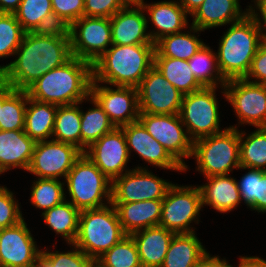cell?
Instances as JSON below:
<instances>
[{
  "mask_svg": "<svg viewBox=\"0 0 266 267\" xmlns=\"http://www.w3.org/2000/svg\"><path fill=\"white\" fill-rule=\"evenodd\" d=\"M65 181L71 196L69 202L79 211L111 204L112 181L84 153L75 161ZM103 198L107 203H103Z\"/></svg>",
  "mask_w": 266,
  "mask_h": 267,
  "instance_id": "8992f818",
  "label": "cell"
},
{
  "mask_svg": "<svg viewBox=\"0 0 266 267\" xmlns=\"http://www.w3.org/2000/svg\"><path fill=\"white\" fill-rule=\"evenodd\" d=\"M27 106L24 132L35 142L51 138L58 106L34 100L29 96Z\"/></svg>",
  "mask_w": 266,
  "mask_h": 267,
  "instance_id": "83f0119b",
  "label": "cell"
},
{
  "mask_svg": "<svg viewBox=\"0 0 266 267\" xmlns=\"http://www.w3.org/2000/svg\"><path fill=\"white\" fill-rule=\"evenodd\" d=\"M255 3V8L258 9L261 13V18H260V13H255V8L250 6L251 11L255 14V16L257 17V20L259 22L260 25V29L262 31V36H263V40L266 41V0H254ZM254 8V9H253ZM263 23V24H262ZM265 31V32H263Z\"/></svg>",
  "mask_w": 266,
  "mask_h": 267,
  "instance_id": "7dc6e473",
  "label": "cell"
},
{
  "mask_svg": "<svg viewBox=\"0 0 266 267\" xmlns=\"http://www.w3.org/2000/svg\"><path fill=\"white\" fill-rule=\"evenodd\" d=\"M251 10L242 12L238 0H204L191 15V26L204 31L209 28L223 26L241 20Z\"/></svg>",
  "mask_w": 266,
  "mask_h": 267,
  "instance_id": "cb8c5ba5",
  "label": "cell"
},
{
  "mask_svg": "<svg viewBox=\"0 0 266 267\" xmlns=\"http://www.w3.org/2000/svg\"><path fill=\"white\" fill-rule=\"evenodd\" d=\"M126 137L129 155L130 150L136 151L145 162L162 169L184 171L182 167L168 151L154 139L138 120L121 127Z\"/></svg>",
  "mask_w": 266,
  "mask_h": 267,
  "instance_id": "ffe728a7",
  "label": "cell"
},
{
  "mask_svg": "<svg viewBox=\"0 0 266 267\" xmlns=\"http://www.w3.org/2000/svg\"><path fill=\"white\" fill-rule=\"evenodd\" d=\"M82 153L75 145L53 139L36 142L27 172L38 178L65 179Z\"/></svg>",
  "mask_w": 266,
  "mask_h": 267,
  "instance_id": "5bb4252c",
  "label": "cell"
},
{
  "mask_svg": "<svg viewBox=\"0 0 266 267\" xmlns=\"http://www.w3.org/2000/svg\"><path fill=\"white\" fill-rule=\"evenodd\" d=\"M216 267H233L230 265L226 259H220L219 256H216ZM239 267V266H238Z\"/></svg>",
  "mask_w": 266,
  "mask_h": 267,
  "instance_id": "11a10c76",
  "label": "cell"
},
{
  "mask_svg": "<svg viewBox=\"0 0 266 267\" xmlns=\"http://www.w3.org/2000/svg\"><path fill=\"white\" fill-rule=\"evenodd\" d=\"M130 2V0H84L83 16L111 18Z\"/></svg>",
  "mask_w": 266,
  "mask_h": 267,
  "instance_id": "f6af8a7d",
  "label": "cell"
},
{
  "mask_svg": "<svg viewBox=\"0 0 266 267\" xmlns=\"http://www.w3.org/2000/svg\"><path fill=\"white\" fill-rule=\"evenodd\" d=\"M238 127L230 126L221 133L193 142L191 157H195L197 170L205 177L226 175L240 168V139Z\"/></svg>",
  "mask_w": 266,
  "mask_h": 267,
  "instance_id": "52a82bcc",
  "label": "cell"
},
{
  "mask_svg": "<svg viewBox=\"0 0 266 267\" xmlns=\"http://www.w3.org/2000/svg\"><path fill=\"white\" fill-rule=\"evenodd\" d=\"M216 88L203 87L201 90L183 95L179 115L193 142L227 129H220Z\"/></svg>",
  "mask_w": 266,
  "mask_h": 267,
  "instance_id": "ba28073f",
  "label": "cell"
},
{
  "mask_svg": "<svg viewBox=\"0 0 266 267\" xmlns=\"http://www.w3.org/2000/svg\"><path fill=\"white\" fill-rule=\"evenodd\" d=\"M262 41L259 22L251 10L241 20L231 23L216 53L222 77L226 81L245 78Z\"/></svg>",
  "mask_w": 266,
  "mask_h": 267,
  "instance_id": "277c9868",
  "label": "cell"
},
{
  "mask_svg": "<svg viewBox=\"0 0 266 267\" xmlns=\"http://www.w3.org/2000/svg\"><path fill=\"white\" fill-rule=\"evenodd\" d=\"M55 21L68 28L73 22L83 17L84 0H51Z\"/></svg>",
  "mask_w": 266,
  "mask_h": 267,
  "instance_id": "7bdbcfd3",
  "label": "cell"
},
{
  "mask_svg": "<svg viewBox=\"0 0 266 267\" xmlns=\"http://www.w3.org/2000/svg\"><path fill=\"white\" fill-rule=\"evenodd\" d=\"M33 267H52V265L42 255H40Z\"/></svg>",
  "mask_w": 266,
  "mask_h": 267,
  "instance_id": "db71d44e",
  "label": "cell"
},
{
  "mask_svg": "<svg viewBox=\"0 0 266 267\" xmlns=\"http://www.w3.org/2000/svg\"><path fill=\"white\" fill-rule=\"evenodd\" d=\"M138 90L139 113L179 114L183 95L153 66Z\"/></svg>",
  "mask_w": 266,
  "mask_h": 267,
  "instance_id": "9a60e30c",
  "label": "cell"
},
{
  "mask_svg": "<svg viewBox=\"0 0 266 267\" xmlns=\"http://www.w3.org/2000/svg\"><path fill=\"white\" fill-rule=\"evenodd\" d=\"M45 224L48 225L56 234H60L69 244H73L78 233L80 211L69 201L52 207L42 215Z\"/></svg>",
  "mask_w": 266,
  "mask_h": 267,
  "instance_id": "1f68e13d",
  "label": "cell"
},
{
  "mask_svg": "<svg viewBox=\"0 0 266 267\" xmlns=\"http://www.w3.org/2000/svg\"><path fill=\"white\" fill-rule=\"evenodd\" d=\"M119 221L127 235L158 226L162 215V199L145 200L130 203H112Z\"/></svg>",
  "mask_w": 266,
  "mask_h": 267,
  "instance_id": "603a6c76",
  "label": "cell"
},
{
  "mask_svg": "<svg viewBox=\"0 0 266 267\" xmlns=\"http://www.w3.org/2000/svg\"><path fill=\"white\" fill-rule=\"evenodd\" d=\"M124 172L112 182L111 203L163 199L172 185L141 166Z\"/></svg>",
  "mask_w": 266,
  "mask_h": 267,
  "instance_id": "4fadbf2b",
  "label": "cell"
},
{
  "mask_svg": "<svg viewBox=\"0 0 266 267\" xmlns=\"http://www.w3.org/2000/svg\"><path fill=\"white\" fill-rule=\"evenodd\" d=\"M14 55L18 57L13 62L0 65V77L14 89L26 91L44 74L72 57L68 29L25 32Z\"/></svg>",
  "mask_w": 266,
  "mask_h": 267,
  "instance_id": "6da1fadb",
  "label": "cell"
},
{
  "mask_svg": "<svg viewBox=\"0 0 266 267\" xmlns=\"http://www.w3.org/2000/svg\"><path fill=\"white\" fill-rule=\"evenodd\" d=\"M237 184L241 199L248 207L266 212V171L249 168Z\"/></svg>",
  "mask_w": 266,
  "mask_h": 267,
  "instance_id": "8d00e7d4",
  "label": "cell"
},
{
  "mask_svg": "<svg viewBox=\"0 0 266 267\" xmlns=\"http://www.w3.org/2000/svg\"><path fill=\"white\" fill-rule=\"evenodd\" d=\"M154 53L155 44L111 45L92 64L93 81L137 88L154 66Z\"/></svg>",
  "mask_w": 266,
  "mask_h": 267,
  "instance_id": "3957f363",
  "label": "cell"
},
{
  "mask_svg": "<svg viewBox=\"0 0 266 267\" xmlns=\"http://www.w3.org/2000/svg\"><path fill=\"white\" fill-rule=\"evenodd\" d=\"M91 267H104V266L101 265L97 260H94V262H93Z\"/></svg>",
  "mask_w": 266,
  "mask_h": 267,
  "instance_id": "9f6ffc18",
  "label": "cell"
},
{
  "mask_svg": "<svg viewBox=\"0 0 266 267\" xmlns=\"http://www.w3.org/2000/svg\"><path fill=\"white\" fill-rule=\"evenodd\" d=\"M253 77V78H252ZM256 79L252 80L251 79ZM250 82L266 84V41L263 40L258 47L256 55L252 60V64L248 74L245 77Z\"/></svg>",
  "mask_w": 266,
  "mask_h": 267,
  "instance_id": "bcb514c9",
  "label": "cell"
},
{
  "mask_svg": "<svg viewBox=\"0 0 266 267\" xmlns=\"http://www.w3.org/2000/svg\"><path fill=\"white\" fill-rule=\"evenodd\" d=\"M226 175L206 177L209 181L199 186L202 203L210 205L221 213H227L236 208L242 201L236 179Z\"/></svg>",
  "mask_w": 266,
  "mask_h": 267,
  "instance_id": "4316f807",
  "label": "cell"
},
{
  "mask_svg": "<svg viewBox=\"0 0 266 267\" xmlns=\"http://www.w3.org/2000/svg\"><path fill=\"white\" fill-rule=\"evenodd\" d=\"M199 267H216V256L208 254L207 259Z\"/></svg>",
  "mask_w": 266,
  "mask_h": 267,
  "instance_id": "f5cc1de1",
  "label": "cell"
},
{
  "mask_svg": "<svg viewBox=\"0 0 266 267\" xmlns=\"http://www.w3.org/2000/svg\"><path fill=\"white\" fill-rule=\"evenodd\" d=\"M112 182L124 174L129 161L126 137L121 127L103 135L83 152Z\"/></svg>",
  "mask_w": 266,
  "mask_h": 267,
  "instance_id": "e0dca14e",
  "label": "cell"
},
{
  "mask_svg": "<svg viewBox=\"0 0 266 267\" xmlns=\"http://www.w3.org/2000/svg\"><path fill=\"white\" fill-rule=\"evenodd\" d=\"M81 103L58 106L52 139L75 145L81 150Z\"/></svg>",
  "mask_w": 266,
  "mask_h": 267,
  "instance_id": "d6a6232c",
  "label": "cell"
},
{
  "mask_svg": "<svg viewBox=\"0 0 266 267\" xmlns=\"http://www.w3.org/2000/svg\"><path fill=\"white\" fill-rule=\"evenodd\" d=\"M92 64L72 56L66 63L40 77L26 91L34 100L57 106L90 100Z\"/></svg>",
  "mask_w": 266,
  "mask_h": 267,
  "instance_id": "7a4b0ae2",
  "label": "cell"
},
{
  "mask_svg": "<svg viewBox=\"0 0 266 267\" xmlns=\"http://www.w3.org/2000/svg\"><path fill=\"white\" fill-rule=\"evenodd\" d=\"M15 89L0 77V108H2L4 100L14 91Z\"/></svg>",
  "mask_w": 266,
  "mask_h": 267,
  "instance_id": "f907efd6",
  "label": "cell"
},
{
  "mask_svg": "<svg viewBox=\"0 0 266 267\" xmlns=\"http://www.w3.org/2000/svg\"><path fill=\"white\" fill-rule=\"evenodd\" d=\"M90 99L95 108L85 113L81 110V151L84 152L90 145L100 139L106 133L112 131L115 126L109 120L102 107L91 96Z\"/></svg>",
  "mask_w": 266,
  "mask_h": 267,
  "instance_id": "e575fe53",
  "label": "cell"
},
{
  "mask_svg": "<svg viewBox=\"0 0 266 267\" xmlns=\"http://www.w3.org/2000/svg\"><path fill=\"white\" fill-rule=\"evenodd\" d=\"M67 29L72 56L91 64L112 45L110 18L83 16Z\"/></svg>",
  "mask_w": 266,
  "mask_h": 267,
  "instance_id": "30bf717a",
  "label": "cell"
},
{
  "mask_svg": "<svg viewBox=\"0 0 266 267\" xmlns=\"http://www.w3.org/2000/svg\"><path fill=\"white\" fill-rule=\"evenodd\" d=\"M97 261L104 267H142L137 245L131 235H126Z\"/></svg>",
  "mask_w": 266,
  "mask_h": 267,
  "instance_id": "f35d334b",
  "label": "cell"
},
{
  "mask_svg": "<svg viewBox=\"0 0 266 267\" xmlns=\"http://www.w3.org/2000/svg\"><path fill=\"white\" fill-rule=\"evenodd\" d=\"M100 86L92 80L90 96L98 102L115 127L138 121V90L136 87Z\"/></svg>",
  "mask_w": 266,
  "mask_h": 267,
  "instance_id": "2e32d148",
  "label": "cell"
},
{
  "mask_svg": "<svg viewBox=\"0 0 266 267\" xmlns=\"http://www.w3.org/2000/svg\"><path fill=\"white\" fill-rule=\"evenodd\" d=\"M64 184L59 179L38 178L33 182L31 190V204L44 210L51 209L62 203L65 198Z\"/></svg>",
  "mask_w": 266,
  "mask_h": 267,
  "instance_id": "ab89813d",
  "label": "cell"
},
{
  "mask_svg": "<svg viewBox=\"0 0 266 267\" xmlns=\"http://www.w3.org/2000/svg\"><path fill=\"white\" fill-rule=\"evenodd\" d=\"M188 65L194 77L203 87H218L217 84L221 83L222 89L224 88L227 81L222 77L219 71L217 54L213 53L208 45L204 44L203 47L188 60Z\"/></svg>",
  "mask_w": 266,
  "mask_h": 267,
  "instance_id": "d590c367",
  "label": "cell"
},
{
  "mask_svg": "<svg viewBox=\"0 0 266 267\" xmlns=\"http://www.w3.org/2000/svg\"><path fill=\"white\" fill-rule=\"evenodd\" d=\"M245 133L239 132V169L251 168L266 171V127H257L254 132L244 138Z\"/></svg>",
  "mask_w": 266,
  "mask_h": 267,
  "instance_id": "836d02e7",
  "label": "cell"
},
{
  "mask_svg": "<svg viewBox=\"0 0 266 267\" xmlns=\"http://www.w3.org/2000/svg\"><path fill=\"white\" fill-rule=\"evenodd\" d=\"M28 93L15 89L0 108V130H24Z\"/></svg>",
  "mask_w": 266,
  "mask_h": 267,
  "instance_id": "74e56055",
  "label": "cell"
},
{
  "mask_svg": "<svg viewBox=\"0 0 266 267\" xmlns=\"http://www.w3.org/2000/svg\"><path fill=\"white\" fill-rule=\"evenodd\" d=\"M14 199L11 191L0 186V229L14 226L24 219L18 201Z\"/></svg>",
  "mask_w": 266,
  "mask_h": 267,
  "instance_id": "ee69618b",
  "label": "cell"
},
{
  "mask_svg": "<svg viewBox=\"0 0 266 267\" xmlns=\"http://www.w3.org/2000/svg\"><path fill=\"white\" fill-rule=\"evenodd\" d=\"M24 35L15 14L0 13V58L14 55Z\"/></svg>",
  "mask_w": 266,
  "mask_h": 267,
  "instance_id": "60d3db41",
  "label": "cell"
},
{
  "mask_svg": "<svg viewBox=\"0 0 266 267\" xmlns=\"http://www.w3.org/2000/svg\"><path fill=\"white\" fill-rule=\"evenodd\" d=\"M126 235L111 203L102 208L80 211L78 233L73 244L97 260Z\"/></svg>",
  "mask_w": 266,
  "mask_h": 267,
  "instance_id": "5b68a950",
  "label": "cell"
},
{
  "mask_svg": "<svg viewBox=\"0 0 266 267\" xmlns=\"http://www.w3.org/2000/svg\"><path fill=\"white\" fill-rule=\"evenodd\" d=\"M208 254L195 232L174 234L161 267H199Z\"/></svg>",
  "mask_w": 266,
  "mask_h": 267,
  "instance_id": "484cf974",
  "label": "cell"
},
{
  "mask_svg": "<svg viewBox=\"0 0 266 267\" xmlns=\"http://www.w3.org/2000/svg\"><path fill=\"white\" fill-rule=\"evenodd\" d=\"M22 0H0V13L14 14Z\"/></svg>",
  "mask_w": 266,
  "mask_h": 267,
  "instance_id": "681fc988",
  "label": "cell"
},
{
  "mask_svg": "<svg viewBox=\"0 0 266 267\" xmlns=\"http://www.w3.org/2000/svg\"><path fill=\"white\" fill-rule=\"evenodd\" d=\"M35 144L24 130H0V174L17 167L27 171Z\"/></svg>",
  "mask_w": 266,
  "mask_h": 267,
  "instance_id": "7402d4cb",
  "label": "cell"
},
{
  "mask_svg": "<svg viewBox=\"0 0 266 267\" xmlns=\"http://www.w3.org/2000/svg\"><path fill=\"white\" fill-rule=\"evenodd\" d=\"M154 67L182 95L190 94L203 88L192 74L188 65V60L169 57H154Z\"/></svg>",
  "mask_w": 266,
  "mask_h": 267,
  "instance_id": "4dcf8cb0",
  "label": "cell"
},
{
  "mask_svg": "<svg viewBox=\"0 0 266 267\" xmlns=\"http://www.w3.org/2000/svg\"><path fill=\"white\" fill-rule=\"evenodd\" d=\"M174 232L162 226H153L131 234L142 267H161Z\"/></svg>",
  "mask_w": 266,
  "mask_h": 267,
  "instance_id": "d4e9b609",
  "label": "cell"
},
{
  "mask_svg": "<svg viewBox=\"0 0 266 267\" xmlns=\"http://www.w3.org/2000/svg\"><path fill=\"white\" fill-rule=\"evenodd\" d=\"M203 207L199 186L172 184L162 199V215L159 226L175 234L195 232L190 226Z\"/></svg>",
  "mask_w": 266,
  "mask_h": 267,
  "instance_id": "9c48e42d",
  "label": "cell"
},
{
  "mask_svg": "<svg viewBox=\"0 0 266 267\" xmlns=\"http://www.w3.org/2000/svg\"><path fill=\"white\" fill-rule=\"evenodd\" d=\"M223 90L241 125L266 127V84L236 78L228 80Z\"/></svg>",
  "mask_w": 266,
  "mask_h": 267,
  "instance_id": "7c38bea8",
  "label": "cell"
},
{
  "mask_svg": "<svg viewBox=\"0 0 266 267\" xmlns=\"http://www.w3.org/2000/svg\"><path fill=\"white\" fill-rule=\"evenodd\" d=\"M14 14L25 32L48 31L61 27L55 21L51 0H22Z\"/></svg>",
  "mask_w": 266,
  "mask_h": 267,
  "instance_id": "f1b7e54d",
  "label": "cell"
},
{
  "mask_svg": "<svg viewBox=\"0 0 266 267\" xmlns=\"http://www.w3.org/2000/svg\"><path fill=\"white\" fill-rule=\"evenodd\" d=\"M138 120L186 171L188 165L183 158H191L193 141L184 131L180 115L139 113Z\"/></svg>",
  "mask_w": 266,
  "mask_h": 267,
  "instance_id": "8fae6325",
  "label": "cell"
},
{
  "mask_svg": "<svg viewBox=\"0 0 266 267\" xmlns=\"http://www.w3.org/2000/svg\"><path fill=\"white\" fill-rule=\"evenodd\" d=\"M184 10L192 15L204 0H179Z\"/></svg>",
  "mask_w": 266,
  "mask_h": 267,
  "instance_id": "816d5d0a",
  "label": "cell"
},
{
  "mask_svg": "<svg viewBox=\"0 0 266 267\" xmlns=\"http://www.w3.org/2000/svg\"><path fill=\"white\" fill-rule=\"evenodd\" d=\"M187 33H176L162 37L155 43L154 57H169L180 60H190L204 45L194 34L202 32L196 27H189Z\"/></svg>",
  "mask_w": 266,
  "mask_h": 267,
  "instance_id": "f546056e",
  "label": "cell"
},
{
  "mask_svg": "<svg viewBox=\"0 0 266 267\" xmlns=\"http://www.w3.org/2000/svg\"><path fill=\"white\" fill-rule=\"evenodd\" d=\"M145 15L138 1L130 2L115 13L110 18L112 45L154 44L146 33L149 21Z\"/></svg>",
  "mask_w": 266,
  "mask_h": 267,
  "instance_id": "d6986e66",
  "label": "cell"
},
{
  "mask_svg": "<svg viewBox=\"0 0 266 267\" xmlns=\"http://www.w3.org/2000/svg\"><path fill=\"white\" fill-rule=\"evenodd\" d=\"M70 245H72L75 250L73 249L66 253L41 250V255L52 265V267H91L94 259L88 257L76 245Z\"/></svg>",
  "mask_w": 266,
  "mask_h": 267,
  "instance_id": "b9f144b4",
  "label": "cell"
},
{
  "mask_svg": "<svg viewBox=\"0 0 266 267\" xmlns=\"http://www.w3.org/2000/svg\"><path fill=\"white\" fill-rule=\"evenodd\" d=\"M40 255L24 219L0 229V267H32Z\"/></svg>",
  "mask_w": 266,
  "mask_h": 267,
  "instance_id": "ac0fdd59",
  "label": "cell"
},
{
  "mask_svg": "<svg viewBox=\"0 0 266 267\" xmlns=\"http://www.w3.org/2000/svg\"><path fill=\"white\" fill-rule=\"evenodd\" d=\"M138 2L147 11L149 20L157 28L156 32L149 31L150 37L155 44L159 39L170 34L180 33L188 25L187 15L179 2L161 1L153 4H146L144 0Z\"/></svg>",
  "mask_w": 266,
  "mask_h": 267,
  "instance_id": "44dd1931",
  "label": "cell"
},
{
  "mask_svg": "<svg viewBox=\"0 0 266 267\" xmlns=\"http://www.w3.org/2000/svg\"><path fill=\"white\" fill-rule=\"evenodd\" d=\"M239 260V267H266V261L263 258L261 259L257 256H241Z\"/></svg>",
  "mask_w": 266,
  "mask_h": 267,
  "instance_id": "c3c4849f",
  "label": "cell"
}]
</instances>
